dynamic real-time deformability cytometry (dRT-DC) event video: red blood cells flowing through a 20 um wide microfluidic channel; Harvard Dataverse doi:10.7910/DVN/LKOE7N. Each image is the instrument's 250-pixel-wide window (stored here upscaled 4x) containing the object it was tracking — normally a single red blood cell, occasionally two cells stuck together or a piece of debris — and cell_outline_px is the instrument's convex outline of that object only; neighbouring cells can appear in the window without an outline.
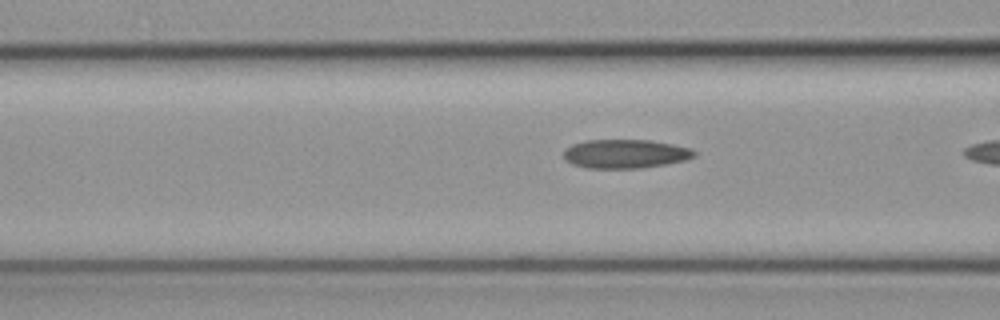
{"species": "common noctule bat (a hibernating species)", "species_latin": "Nyctalus noctula", "temperature_condition": "cold", "stored_images_in_passage": 21, "camera_frame_rate_fps": 3000, "um_per_image_px": 0.085, "animal": {"sex": "female", "body_mass_g": 19.3, "forearm_length_mm": 54.1}, "frame": {"image": 1, "passage_image": 20, "time_ms": 6.333, "image_size_px": [1000, 320], "cell_outline_px": [[696, 156], [684, 160], [644, 168], [588, 168], [572, 164], [564, 160], [564, 152], [572, 144], [588, 140], [652, 140], [692, 148], [696, 152]], "centroid_in_image_um": [53.17, 13.07], "position_along_channel_um": 113.4, "area_um2": 21.96}}